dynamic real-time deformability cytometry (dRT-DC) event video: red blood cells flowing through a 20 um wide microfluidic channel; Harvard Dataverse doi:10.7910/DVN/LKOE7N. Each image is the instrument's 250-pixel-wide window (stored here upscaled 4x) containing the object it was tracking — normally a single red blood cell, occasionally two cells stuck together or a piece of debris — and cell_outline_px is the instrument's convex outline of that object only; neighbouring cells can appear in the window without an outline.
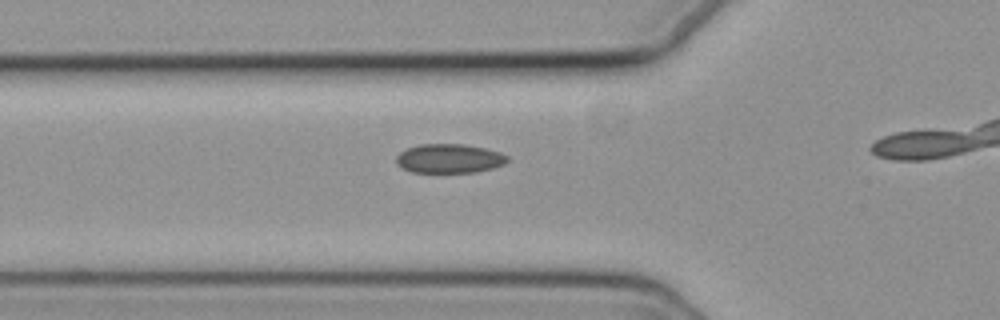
{"species": "common noctule bat (a hibernating species)", "species_latin": "Nyctalus noctula", "temperature_condition": "cold", "stored_images_in_passage": 18, "camera_frame_rate_fps": 3000, "um_per_image_px": 0.085, "animal": {"sex": "female", "body_mass_g": 19.3, "forearm_length_mm": 54.1}, "frame": {"image": 1, "passage_image": 13, "time_ms": 4.0, "image_size_px": [1000, 320], "cell_outline_px": [[508, 160], [504, 164], [492, 168], [476, 172], [412, 172], [400, 168], [396, 164], [396, 156], [400, 152], [408, 148], [420, 144], [464, 144], [484, 148], [500, 152], [508, 156]], "centroid_in_image_um": [38.16, 13.47], "position_along_channel_um": 87.6, "area_um2": 18.9}}
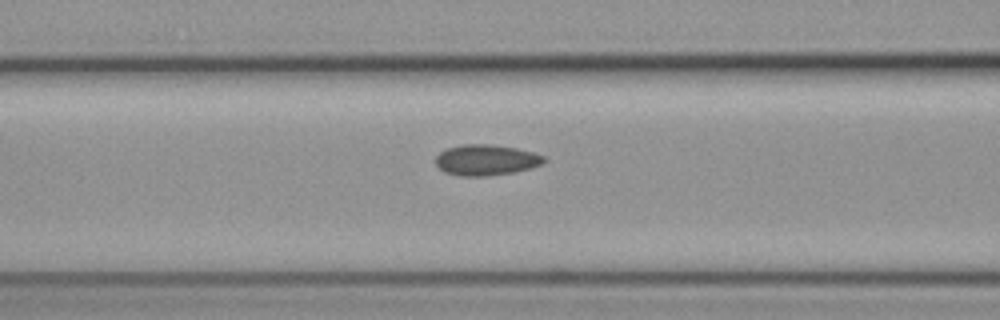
{"frame": {"image": 2, "passage_image": 16, "time_ms": 5.0, "image_size_px": [1000, 320], "cell_outline_px": [[548, 160], [544, 164], [512, 172], [484, 176], [460, 176], [444, 172], [436, 164], [436, 156], [440, 152], [448, 148], [464, 144], [488, 144], [516, 148], [536, 152], [544, 156]], "centroid_in_image_um": [41.35, 13.59], "position_along_channel_um": 125.3, "area_um2": 19.42}}